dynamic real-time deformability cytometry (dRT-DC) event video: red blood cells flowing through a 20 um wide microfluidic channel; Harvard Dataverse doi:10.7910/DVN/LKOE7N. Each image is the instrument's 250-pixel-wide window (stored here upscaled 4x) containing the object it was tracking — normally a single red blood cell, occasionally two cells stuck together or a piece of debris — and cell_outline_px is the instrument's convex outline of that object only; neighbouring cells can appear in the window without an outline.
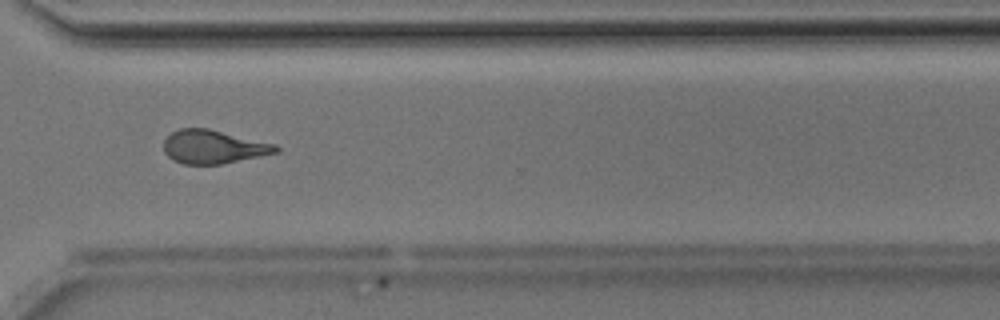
{"species": "Egyptian fruit bat (a non-hibernating species)", "species_latin": "Rousettus aegyptiacus", "temperature_condition": "room temperature", "stored_images_in_passage": 34, "camera_frame_rate_fps": 3000, "um_per_image_px": 0.085, "animal": {"sex": "male"}, "frame": {"image": 1, "passage_image": 29, "time_ms": 9.333, "image_size_px": [1000, 320], "cell_outline_px": [[280, 152], [220, 164], [184, 164], [172, 160], [164, 152], [164, 140], [172, 132], [180, 128], [208, 128], [276, 144], [280, 148]], "centroid_in_image_um": [18.14, 12.48], "position_along_channel_um": 352.5, "area_um2": 21.91}, "authors_computed_cell_mechanics": {"area_um2": 22.5131, "velocity_mm_per_s": 4.2073, "shape_relaxation_time_tau1_ms": 3.2723, "shape_relaxation_time_tau2_ms": 1.7238, "deformation_change_tau1": 0.1781, "deformation_change_tau2": 0.1108}}